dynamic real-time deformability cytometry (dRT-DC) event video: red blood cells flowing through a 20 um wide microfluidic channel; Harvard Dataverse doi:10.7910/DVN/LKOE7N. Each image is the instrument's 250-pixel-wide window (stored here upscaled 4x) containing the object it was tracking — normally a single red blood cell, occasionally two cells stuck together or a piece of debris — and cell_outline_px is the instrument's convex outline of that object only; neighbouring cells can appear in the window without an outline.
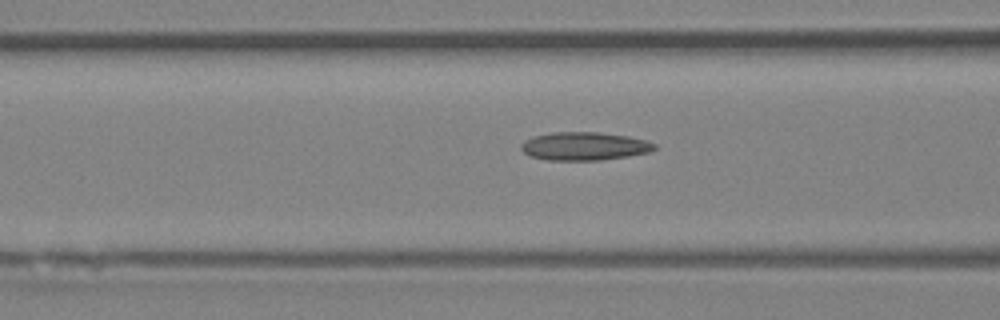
{"species": "Egyptian fruit bat (a non-hibernating species)", "species_latin": "Rousettus aegyptiacus", "temperature_condition": "room temperature", "stored_images_in_passage": 12, "camera_frame_rate_fps": 3000, "um_per_image_px": 0.085, "animal": {"sex": "female"}, "frame": {"image": 1, "passage_image": 10, "time_ms": 3.0, "image_size_px": [1000, 320], "cell_outline_px": [[656, 148], [652, 152], [628, 156], [600, 160], [548, 160], [528, 156], [520, 148], [520, 144], [524, 140], [532, 136], [552, 132], [596, 132], [628, 136], [644, 140], [656, 144]], "centroid_in_image_um": [49.64, 12.43], "position_along_channel_um": 117.0, "area_um2": 22.08}}